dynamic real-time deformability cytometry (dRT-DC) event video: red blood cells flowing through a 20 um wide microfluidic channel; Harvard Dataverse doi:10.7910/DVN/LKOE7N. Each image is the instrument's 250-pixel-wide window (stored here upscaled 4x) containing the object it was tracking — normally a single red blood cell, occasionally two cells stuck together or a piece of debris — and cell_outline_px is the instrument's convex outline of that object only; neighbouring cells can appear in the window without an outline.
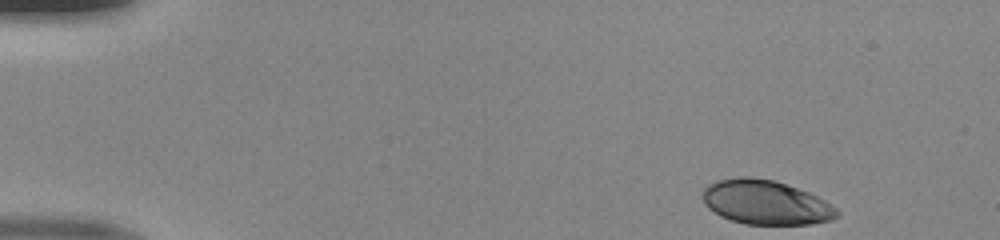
{"species": "human", "species_latin": "Homo sapiens", "temperature_condition": "room temperature", "stored_images_in_passage": 45, "camera_frame_rate_fps": 3000, "um_per_image_px": 0.085, "donor": {"sex": "male"}, "frame": {"image": 1, "passage_image": 1, "time_ms": 0.0, "image_size_px": [1000, 240], "cell_outline_px": [[840, 216], [832, 220], [812, 224], [744, 224], [720, 216], [708, 208], [704, 204], [704, 188], [708, 184], [716, 180], [744, 176], [752, 176], [772, 180], [808, 192], [824, 200], [836, 208], [840, 212]], "centroid_in_image_um": [65.09, 17.21], "position_along_channel_um": 19.9, "area_um2": 34.62}}
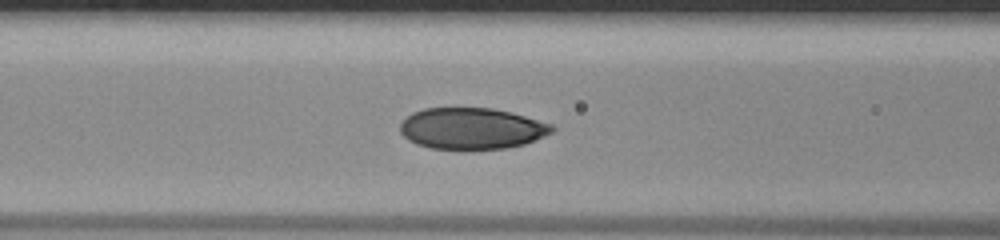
{"frame": {"image": 2, "passage_image": 17, "time_ms": 5.333, "image_size_px": [1000, 240], "cell_outline_px": [[556, 128], [552, 132], [544, 136], [524, 144], [508, 148], [428, 148], [416, 144], [408, 140], [400, 132], [400, 124], [412, 112], [424, 108], [492, 108], [512, 112], [552, 124]], "centroid_in_image_um": [40.1, 10.91], "position_along_channel_um": 126.5, "area_um2": 36.41}}
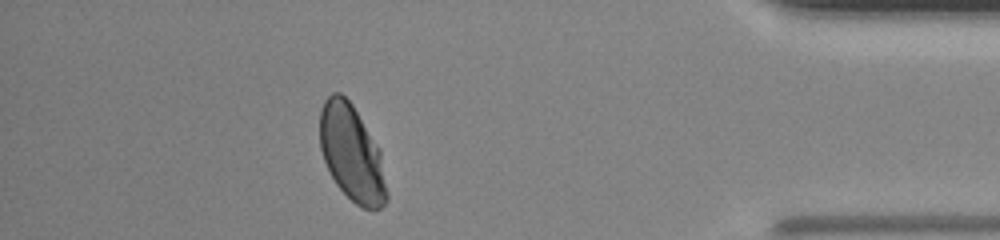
{"frame": {"image": 3, "passage_image": 40, "time_ms": 13.0, "image_size_px": [1000, 240], "cell_outline_px": [[388, 200], [380, 208], [364, 208], [356, 204], [336, 184], [324, 160], [320, 148], [320, 108], [324, 100], [332, 92], [340, 92], [352, 104], [380, 148], [388, 196]], "centroid_in_image_um": [29.9, 13.0], "position_along_channel_um": 405.3, "area_um2": 37.34}}